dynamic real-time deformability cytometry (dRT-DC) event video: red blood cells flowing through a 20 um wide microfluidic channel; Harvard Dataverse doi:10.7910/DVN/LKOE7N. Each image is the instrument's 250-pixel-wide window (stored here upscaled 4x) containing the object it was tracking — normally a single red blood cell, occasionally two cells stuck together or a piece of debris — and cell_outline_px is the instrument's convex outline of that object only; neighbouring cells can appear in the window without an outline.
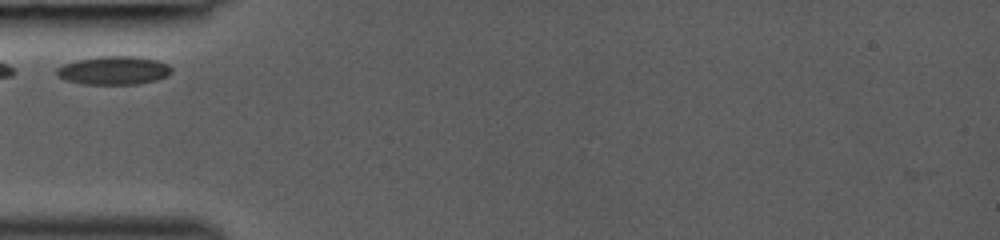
{"species": "common noctule bat (a hibernating species)", "species_latin": "Nyctalus noctula", "temperature_condition": "room temperature", "stored_images_in_passage": 24, "camera_frame_rate_fps": 3000, "um_per_image_px": 0.085, "animal": {"sex": "female", "body_mass_g": 19.0, "forearm_length_mm": 53.3}, "frame": {"image": 1, "passage_image": 1, "time_ms": 0.0, "image_size_px": [1000, 240], "cell_outline_px": [[172, 72], [168, 76], [156, 80], [136, 84], [84, 84], [68, 80], [56, 76], [56, 68], [64, 64], [76, 60], [100, 56], [136, 56], [156, 60], [168, 64], [172, 68]], "centroid_in_image_um": [9.68, 5.98], "position_along_channel_um": 75.3, "area_um2": 19.07}}